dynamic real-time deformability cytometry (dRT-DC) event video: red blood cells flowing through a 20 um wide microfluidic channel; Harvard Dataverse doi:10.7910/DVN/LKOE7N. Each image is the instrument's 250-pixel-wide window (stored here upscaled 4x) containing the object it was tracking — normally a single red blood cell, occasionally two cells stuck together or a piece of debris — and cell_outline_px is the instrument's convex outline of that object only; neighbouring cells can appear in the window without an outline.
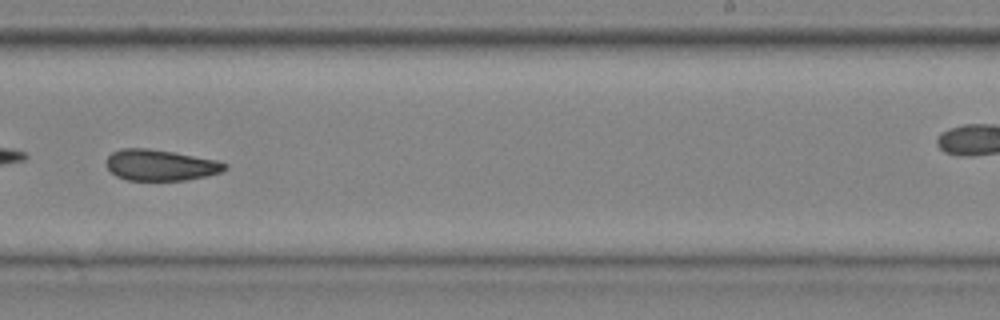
{"species": "common noctule bat (a hibernating species)", "species_latin": "Nyctalus noctula", "temperature_condition": "cold", "stored_images_in_passage": 34, "camera_frame_rate_fps": 3000, "um_per_image_px": 0.085, "animal": {"sex": "male", "body_mass_g": 20.4}, "frame": {"image": 1, "passage_image": 25, "time_ms": 8.0, "image_size_px": [1000, 320], "cell_outline_px": [[228, 168], [220, 172], [208, 176], [184, 180], [128, 180], [116, 176], [108, 168], [108, 156], [112, 152], [120, 148], [148, 148], [172, 152], [216, 160], [228, 164]], "centroid_in_image_um": [13.65, 14.03], "position_along_channel_um": 275.3, "area_um2": 21.27}}